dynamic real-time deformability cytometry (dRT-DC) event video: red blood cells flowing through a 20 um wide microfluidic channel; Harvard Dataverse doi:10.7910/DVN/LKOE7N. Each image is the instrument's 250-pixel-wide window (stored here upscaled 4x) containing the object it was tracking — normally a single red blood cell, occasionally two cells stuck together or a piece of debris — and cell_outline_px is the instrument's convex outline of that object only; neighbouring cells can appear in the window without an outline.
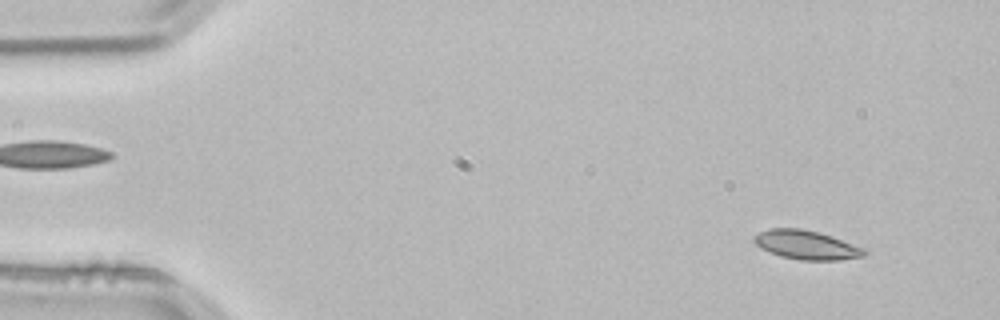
{"species": "common noctule bat (a hibernating species)", "species_latin": "Nyctalus noctula", "temperature_condition": "room temperature", "stored_images_in_passage": 3, "camera_frame_rate_fps": 3000, "um_per_image_px": 0.085, "animal": {"sex": "male", "body_mass_g": 21.5, "forearm_length_mm": 52.0}, "frame": {"image": 1, "passage_image": 1, "time_ms": 0.0, "image_size_px": [1000, 320], "cell_outline_px": [[868, 252], [864, 256], [840, 260], [800, 260], [780, 256], [756, 244], [752, 240], [752, 236], [768, 228], [800, 228], [820, 232], [832, 236], [864, 248]], "centroid_in_image_um": [68.56, 20.81], "position_along_channel_um": 16.4, "area_um2": 18.61}}